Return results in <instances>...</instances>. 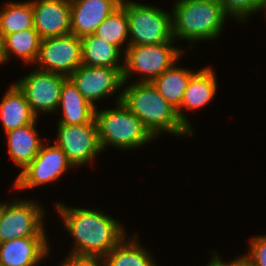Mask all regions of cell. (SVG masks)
Returning <instances> with one entry per match:
<instances>
[{
	"instance_id": "obj_30",
	"label": "cell",
	"mask_w": 266,
	"mask_h": 266,
	"mask_svg": "<svg viewBox=\"0 0 266 266\" xmlns=\"http://www.w3.org/2000/svg\"><path fill=\"white\" fill-rule=\"evenodd\" d=\"M218 252L212 251L211 261L205 266H223V259L217 254Z\"/></svg>"
},
{
	"instance_id": "obj_25",
	"label": "cell",
	"mask_w": 266,
	"mask_h": 266,
	"mask_svg": "<svg viewBox=\"0 0 266 266\" xmlns=\"http://www.w3.org/2000/svg\"><path fill=\"white\" fill-rule=\"evenodd\" d=\"M94 34L108 43L117 46L120 50L122 49L124 53V50L126 51L129 46V29L126 10L122 6L117 8L99 24ZM123 45L126 46L125 49Z\"/></svg>"
},
{
	"instance_id": "obj_22",
	"label": "cell",
	"mask_w": 266,
	"mask_h": 266,
	"mask_svg": "<svg viewBox=\"0 0 266 266\" xmlns=\"http://www.w3.org/2000/svg\"><path fill=\"white\" fill-rule=\"evenodd\" d=\"M175 63L152 81L162 97H164L176 110L180 108L184 92L191 76L196 72L192 69L178 67Z\"/></svg>"
},
{
	"instance_id": "obj_12",
	"label": "cell",
	"mask_w": 266,
	"mask_h": 266,
	"mask_svg": "<svg viewBox=\"0 0 266 266\" xmlns=\"http://www.w3.org/2000/svg\"><path fill=\"white\" fill-rule=\"evenodd\" d=\"M34 65L40 70L69 77L82 65L81 37L70 33L42 39Z\"/></svg>"
},
{
	"instance_id": "obj_9",
	"label": "cell",
	"mask_w": 266,
	"mask_h": 266,
	"mask_svg": "<svg viewBox=\"0 0 266 266\" xmlns=\"http://www.w3.org/2000/svg\"><path fill=\"white\" fill-rule=\"evenodd\" d=\"M84 98L97 108V101L118 94L115 103L122 99L123 68L81 65L69 77ZM120 90V91H119Z\"/></svg>"
},
{
	"instance_id": "obj_19",
	"label": "cell",
	"mask_w": 266,
	"mask_h": 266,
	"mask_svg": "<svg viewBox=\"0 0 266 266\" xmlns=\"http://www.w3.org/2000/svg\"><path fill=\"white\" fill-rule=\"evenodd\" d=\"M0 102V121L4 133L32 124L37 118L31 111L25 94L13 83Z\"/></svg>"
},
{
	"instance_id": "obj_26",
	"label": "cell",
	"mask_w": 266,
	"mask_h": 266,
	"mask_svg": "<svg viewBox=\"0 0 266 266\" xmlns=\"http://www.w3.org/2000/svg\"><path fill=\"white\" fill-rule=\"evenodd\" d=\"M224 12L239 23H247L249 16L262 11L264 0H219Z\"/></svg>"
},
{
	"instance_id": "obj_28",
	"label": "cell",
	"mask_w": 266,
	"mask_h": 266,
	"mask_svg": "<svg viewBox=\"0 0 266 266\" xmlns=\"http://www.w3.org/2000/svg\"><path fill=\"white\" fill-rule=\"evenodd\" d=\"M57 266H106V261L102 256L68 253L61 264L59 263Z\"/></svg>"
},
{
	"instance_id": "obj_27",
	"label": "cell",
	"mask_w": 266,
	"mask_h": 266,
	"mask_svg": "<svg viewBox=\"0 0 266 266\" xmlns=\"http://www.w3.org/2000/svg\"><path fill=\"white\" fill-rule=\"evenodd\" d=\"M248 247L249 252L241 256L252 266H266V234L252 237Z\"/></svg>"
},
{
	"instance_id": "obj_3",
	"label": "cell",
	"mask_w": 266,
	"mask_h": 266,
	"mask_svg": "<svg viewBox=\"0 0 266 266\" xmlns=\"http://www.w3.org/2000/svg\"><path fill=\"white\" fill-rule=\"evenodd\" d=\"M171 9L173 39L188 41L190 49L197 42L218 39L230 18L219 0H175Z\"/></svg>"
},
{
	"instance_id": "obj_23",
	"label": "cell",
	"mask_w": 266,
	"mask_h": 266,
	"mask_svg": "<svg viewBox=\"0 0 266 266\" xmlns=\"http://www.w3.org/2000/svg\"><path fill=\"white\" fill-rule=\"evenodd\" d=\"M41 40V37L34 28L6 35L3 38L6 62L12 56H16L17 59H22V62L26 65L35 64L39 55Z\"/></svg>"
},
{
	"instance_id": "obj_16",
	"label": "cell",
	"mask_w": 266,
	"mask_h": 266,
	"mask_svg": "<svg viewBox=\"0 0 266 266\" xmlns=\"http://www.w3.org/2000/svg\"><path fill=\"white\" fill-rule=\"evenodd\" d=\"M70 33L77 37L94 34L105 18L121 6L122 0H70Z\"/></svg>"
},
{
	"instance_id": "obj_7",
	"label": "cell",
	"mask_w": 266,
	"mask_h": 266,
	"mask_svg": "<svg viewBox=\"0 0 266 266\" xmlns=\"http://www.w3.org/2000/svg\"><path fill=\"white\" fill-rule=\"evenodd\" d=\"M3 202L0 218V243L23 237L47 236L45 210L38 201L14 198Z\"/></svg>"
},
{
	"instance_id": "obj_4",
	"label": "cell",
	"mask_w": 266,
	"mask_h": 266,
	"mask_svg": "<svg viewBox=\"0 0 266 266\" xmlns=\"http://www.w3.org/2000/svg\"><path fill=\"white\" fill-rule=\"evenodd\" d=\"M95 120L102 152L110 146L125 151L136 150L155 139L122 101L117 102L112 109L100 110L97 107Z\"/></svg>"
},
{
	"instance_id": "obj_31",
	"label": "cell",
	"mask_w": 266,
	"mask_h": 266,
	"mask_svg": "<svg viewBox=\"0 0 266 266\" xmlns=\"http://www.w3.org/2000/svg\"><path fill=\"white\" fill-rule=\"evenodd\" d=\"M4 62L6 63V59L4 56L3 39L0 37V65L5 64Z\"/></svg>"
},
{
	"instance_id": "obj_17",
	"label": "cell",
	"mask_w": 266,
	"mask_h": 266,
	"mask_svg": "<svg viewBox=\"0 0 266 266\" xmlns=\"http://www.w3.org/2000/svg\"><path fill=\"white\" fill-rule=\"evenodd\" d=\"M61 113L58 124L80 125L96 123V108L88 102L73 82L67 78L61 88L57 111Z\"/></svg>"
},
{
	"instance_id": "obj_11",
	"label": "cell",
	"mask_w": 266,
	"mask_h": 266,
	"mask_svg": "<svg viewBox=\"0 0 266 266\" xmlns=\"http://www.w3.org/2000/svg\"><path fill=\"white\" fill-rule=\"evenodd\" d=\"M57 125L55 144L66 154L74 167H82L95 160L101 153L97 123Z\"/></svg>"
},
{
	"instance_id": "obj_1",
	"label": "cell",
	"mask_w": 266,
	"mask_h": 266,
	"mask_svg": "<svg viewBox=\"0 0 266 266\" xmlns=\"http://www.w3.org/2000/svg\"><path fill=\"white\" fill-rule=\"evenodd\" d=\"M54 209L74 239L69 253L105 257L127 235L122 223L99 209L68 207L60 201Z\"/></svg>"
},
{
	"instance_id": "obj_15",
	"label": "cell",
	"mask_w": 266,
	"mask_h": 266,
	"mask_svg": "<svg viewBox=\"0 0 266 266\" xmlns=\"http://www.w3.org/2000/svg\"><path fill=\"white\" fill-rule=\"evenodd\" d=\"M48 236L17 238L0 243V264L38 266L51 253Z\"/></svg>"
},
{
	"instance_id": "obj_20",
	"label": "cell",
	"mask_w": 266,
	"mask_h": 266,
	"mask_svg": "<svg viewBox=\"0 0 266 266\" xmlns=\"http://www.w3.org/2000/svg\"><path fill=\"white\" fill-rule=\"evenodd\" d=\"M81 53L83 65L124 68V61H120L122 50L95 34L81 37Z\"/></svg>"
},
{
	"instance_id": "obj_14",
	"label": "cell",
	"mask_w": 266,
	"mask_h": 266,
	"mask_svg": "<svg viewBox=\"0 0 266 266\" xmlns=\"http://www.w3.org/2000/svg\"><path fill=\"white\" fill-rule=\"evenodd\" d=\"M217 83L216 74L211 66L203 67L191 76L180 108L177 110L180 121L191 133H194V129L183 111L192 112L211 103L217 92Z\"/></svg>"
},
{
	"instance_id": "obj_21",
	"label": "cell",
	"mask_w": 266,
	"mask_h": 266,
	"mask_svg": "<svg viewBox=\"0 0 266 266\" xmlns=\"http://www.w3.org/2000/svg\"><path fill=\"white\" fill-rule=\"evenodd\" d=\"M127 235L104 257L106 266H157L152 254L141 246L138 234ZM128 237V238H127Z\"/></svg>"
},
{
	"instance_id": "obj_2",
	"label": "cell",
	"mask_w": 266,
	"mask_h": 266,
	"mask_svg": "<svg viewBox=\"0 0 266 266\" xmlns=\"http://www.w3.org/2000/svg\"><path fill=\"white\" fill-rule=\"evenodd\" d=\"M121 101L155 139L161 133L177 137L193 135L180 121L177 110L160 95L152 82L135 81L129 85L124 81Z\"/></svg>"
},
{
	"instance_id": "obj_33",
	"label": "cell",
	"mask_w": 266,
	"mask_h": 266,
	"mask_svg": "<svg viewBox=\"0 0 266 266\" xmlns=\"http://www.w3.org/2000/svg\"><path fill=\"white\" fill-rule=\"evenodd\" d=\"M2 211H3V202L0 201V218H1Z\"/></svg>"
},
{
	"instance_id": "obj_10",
	"label": "cell",
	"mask_w": 266,
	"mask_h": 266,
	"mask_svg": "<svg viewBox=\"0 0 266 266\" xmlns=\"http://www.w3.org/2000/svg\"><path fill=\"white\" fill-rule=\"evenodd\" d=\"M67 78L62 74L35 68L14 83L25 94L31 111L38 118L41 113L57 112L61 88Z\"/></svg>"
},
{
	"instance_id": "obj_18",
	"label": "cell",
	"mask_w": 266,
	"mask_h": 266,
	"mask_svg": "<svg viewBox=\"0 0 266 266\" xmlns=\"http://www.w3.org/2000/svg\"><path fill=\"white\" fill-rule=\"evenodd\" d=\"M32 124L5 133L9 158L22 172L37 156L43 144L35 126Z\"/></svg>"
},
{
	"instance_id": "obj_5",
	"label": "cell",
	"mask_w": 266,
	"mask_h": 266,
	"mask_svg": "<svg viewBox=\"0 0 266 266\" xmlns=\"http://www.w3.org/2000/svg\"><path fill=\"white\" fill-rule=\"evenodd\" d=\"M173 43L175 44V40L162 44L129 45L122 58L123 80L130 82L131 75L138 74L141 77L137 82H152L171 68L186 51L178 46L174 47Z\"/></svg>"
},
{
	"instance_id": "obj_8",
	"label": "cell",
	"mask_w": 266,
	"mask_h": 266,
	"mask_svg": "<svg viewBox=\"0 0 266 266\" xmlns=\"http://www.w3.org/2000/svg\"><path fill=\"white\" fill-rule=\"evenodd\" d=\"M47 145L46 142L42 144L35 159L17 175L12 188L20 191L47 185L74 168L59 146Z\"/></svg>"
},
{
	"instance_id": "obj_29",
	"label": "cell",
	"mask_w": 266,
	"mask_h": 266,
	"mask_svg": "<svg viewBox=\"0 0 266 266\" xmlns=\"http://www.w3.org/2000/svg\"><path fill=\"white\" fill-rule=\"evenodd\" d=\"M223 266H252L245 258L238 256L235 259L225 262L223 261Z\"/></svg>"
},
{
	"instance_id": "obj_24",
	"label": "cell",
	"mask_w": 266,
	"mask_h": 266,
	"mask_svg": "<svg viewBox=\"0 0 266 266\" xmlns=\"http://www.w3.org/2000/svg\"><path fill=\"white\" fill-rule=\"evenodd\" d=\"M34 28L31 1H10L0 9V37Z\"/></svg>"
},
{
	"instance_id": "obj_6",
	"label": "cell",
	"mask_w": 266,
	"mask_h": 266,
	"mask_svg": "<svg viewBox=\"0 0 266 266\" xmlns=\"http://www.w3.org/2000/svg\"><path fill=\"white\" fill-rule=\"evenodd\" d=\"M129 29V45L162 44L173 39L172 12L131 0H122Z\"/></svg>"
},
{
	"instance_id": "obj_32",
	"label": "cell",
	"mask_w": 266,
	"mask_h": 266,
	"mask_svg": "<svg viewBox=\"0 0 266 266\" xmlns=\"http://www.w3.org/2000/svg\"><path fill=\"white\" fill-rule=\"evenodd\" d=\"M262 11L265 12V14H266V0H264V4H263V7H262Z\"/></svg>"
},
{
	"instance_id": "obj_13",
	"label": "cell",
	"mask_w": 266,
	"mask_h": 266,
	"mask_svg": "<svg viewBox=\"0 0 266 266\" xmlns=\"http://www.w3.org/2000/svg\"><path fill=\"white\" fill-rule=\"evenodd\" d=\"M34 29L41 39L70 34V0H30Z\"/></svg>"
}]
</instances>
